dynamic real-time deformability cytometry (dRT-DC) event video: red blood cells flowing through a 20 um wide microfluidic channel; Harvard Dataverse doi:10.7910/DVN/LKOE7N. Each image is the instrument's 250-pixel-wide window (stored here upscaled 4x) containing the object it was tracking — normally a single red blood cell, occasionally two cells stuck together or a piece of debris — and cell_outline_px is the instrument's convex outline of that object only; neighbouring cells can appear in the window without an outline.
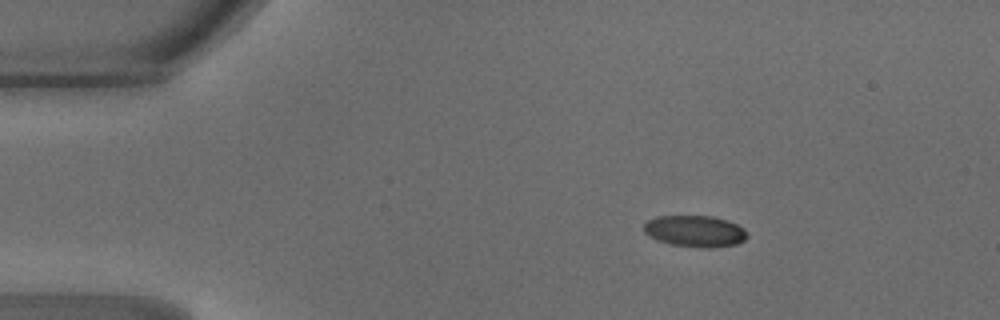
{"species": "common noctule bat (a hibernating species)", "species_latin": "Nyctalus noctula", "temperature_condition": "warm", "stored_images_in_passage": 47, "camera_frame_rate_fps": 3000, "um_per_image_px": 0.085, "animal": {"sex": "male", "body_mass_g": 18.8}, "frame": {"image": 1, "passage_image": 7, "time_ms": 2.0, "image_size_px": [1000, 320], "cell_outline_px": [[748, 236], [744, 240], [736, 244], [712, 248], [704, 248], [672, 244], [660, 240], [644, 232], [644, 224], [648, 220], [656, 216], [712, 216], [728, 220], [744, 228]], "centroid_in_image_um": [59.11, 19.64], "position_along_channel_um": 25.9, "area_um2": 18.79}}
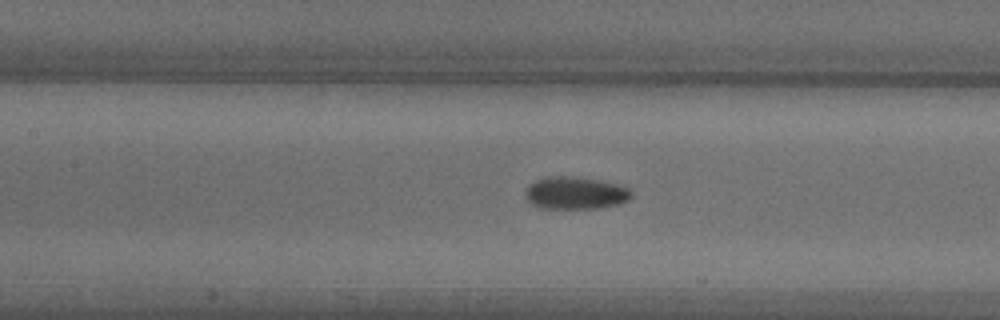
{"frame": {"image": 2, "passage_image": 21, "time_ms": 6.667, "image_size_px": [1000, 320], "cell_outline_px": [[632, 196], [628, 200], [620, 204], [600, 208], [536, 208], [528, 200], [524, 192], [528, 184], [536, 180], [548, 176], [564, 176], [596, 180], [616, 184], [628, 188], [632, 192]], "centroid_in_image_um": [48.88, 16.42], "position_along_channel_um": 158.5, "area_um2": 20.0}}
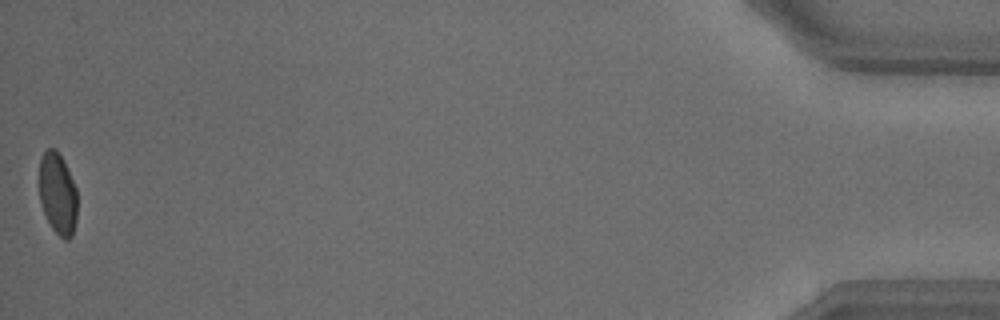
{"frame": {"image": 3, "passage_image": 47, "time_ms": 15.333, "image_size_px": [1000, 320], "cell_outline_px": [[76, 220], [72, 236], [68, 240], [64, 240], [52, 228], [44, 212], [40, 200], [40, 160], [44, 152], [48, 148], [56, 148], [64, 160], [76, 188]], "centroid_in_image_um": [4.91, 16.45], "position_along_channel_um": 430.3, "area_um2": 17.98}, "authors_computed_cell_mechanics": {"area_um2": 19.5364, "velocity_mm_per_s": 4.228, "shape_relaxation_time_tau1_ms": 3.8222, "shape_relaxation_time_tau2_ms": 1.3041, "deformation_change_tau1": 0.1272, "deformation_change_tau2": 0.037}}